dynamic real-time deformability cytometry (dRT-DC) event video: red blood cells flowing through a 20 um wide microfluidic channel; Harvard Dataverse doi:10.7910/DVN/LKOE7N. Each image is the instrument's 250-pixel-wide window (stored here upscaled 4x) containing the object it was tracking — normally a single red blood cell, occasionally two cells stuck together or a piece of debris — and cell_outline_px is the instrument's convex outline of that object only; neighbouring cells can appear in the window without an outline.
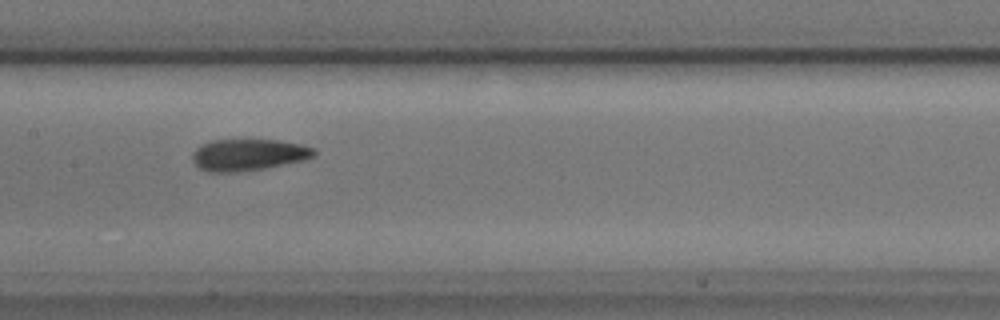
{"species": "common noctule bat (a hibernating species)", "species_latin": "Nyctalus noctula", "temperature_condition": "cold", "stored_images_in_passage": 14, "camera_frame_rate_fps": 3000, "um_per_image_px": 0.085, "animal": {"sex": "male", "body_mass_g": 17.9, "forearm_length_mm": 54.2}, "frame": {"image": 1, "passage_image": 7, "time_ms": 8.0, "image_size_px": [1000, 320], "cell_outline_px": [[316, 152], [312, 156], [304, 160], [264, 168], [236, 172], [208, 172], [200, 168], [192, 160], [192, 152], [200, 144], [212, 140], [276, 140], [300, 144], [316, 148]], "centroid_in_image_um": [21.08, 13.15], "position_along_channel_um": 186.3, "area_um2": 22.37}}
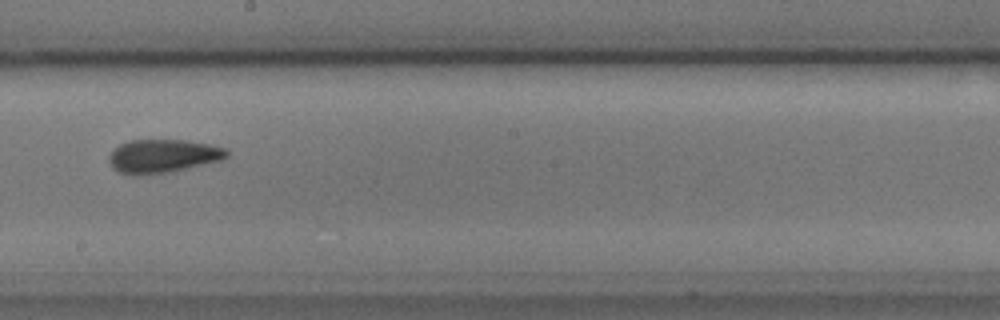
{"frame": {"image": 2, "passage_image": 8, "time_ms": 9.333, "image_size_px": [1000, 320], "cell_outline_px": [[228, 156], [220, 160], [168, 172], [120, 172], [112, 168], [108, 160], [108, 156], [120, 144], [128, 140], [188, 140], [208, 144], [224, 148], [228, 152]], "centroid_in_image_um": [13.85, 13.22], "position_along_channel_um": 234.3, "area_um2": 22.08}, "authors_computed_cell_mechanics": {"area_um2": 22.2241, "velocity_mm_per_s": 3.6048, "shape_relaxation_time_tau1_ms": null, "shape_relaxation_time_tau2_ms": 6.4884, "deformation_change_tau1": null, "deformation_change_tau2": 0.0957}}